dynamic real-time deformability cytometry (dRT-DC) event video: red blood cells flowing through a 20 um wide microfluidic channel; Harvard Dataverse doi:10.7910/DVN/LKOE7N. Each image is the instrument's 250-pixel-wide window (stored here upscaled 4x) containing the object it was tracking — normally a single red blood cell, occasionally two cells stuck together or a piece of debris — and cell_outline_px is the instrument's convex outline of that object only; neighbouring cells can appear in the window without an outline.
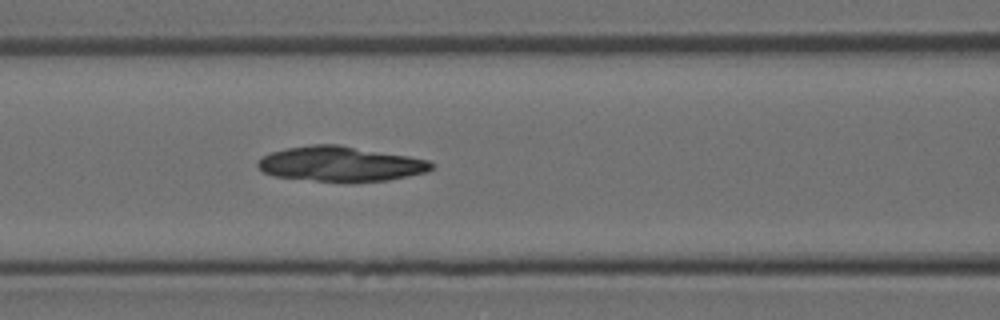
{"species": "Egyptian fruit bat (a non-hibernating species)", "species_latin": "Rousettus aegyptiacus", "temperature_condition": "room temperature", "stored_images_in_passage": 37, "segment_of_instrument_passage": [1, 2], "camera_frame_rate_fps": 3000, "um_per_image_px": 0.085, "animal": {"sex": "female"}, "frame": {"image": 1, "passage_image": 9, "time_ms": 2.667, "image_size_px": [1000, 320], "cell_outline_px": [[436, 164], [428, 172], [388, 180], [356, 184], [272, 176], [264, 172], [256, 164], [264, 156], [272, 152], [288, 148], [312, 144], [340, 144], [408, 156], [428, 160]], "centroid_in_image_um": [29.0, 13.95], "position_along_channel_um": 137.6, "area_um2": 35.84}}
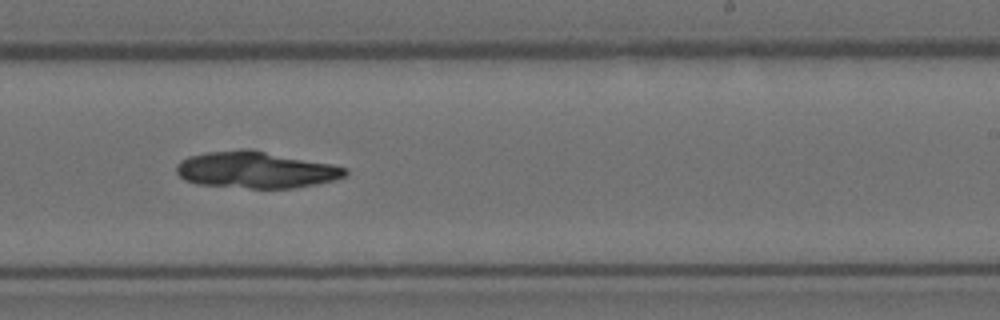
{"frame": {"image": 2, "passage_image": 18, "time_ms": 5.667, "image_size_px": [1000, 320], "cell_outline_px": [[348, 172], [344, 176], [332, 180], [316, 184], [292, 188], [248, 188], [196, 184], [184, 180], [176, 172], [176, 164], [180, 160], [188, 156], [208, 152], [240, 148], [252, 148], [332, 164], [348, 168]], "centroid_in_image_um": [21.72, 14.42], "position_along_channel_um": 267.3, "area_um2": 36.41}}
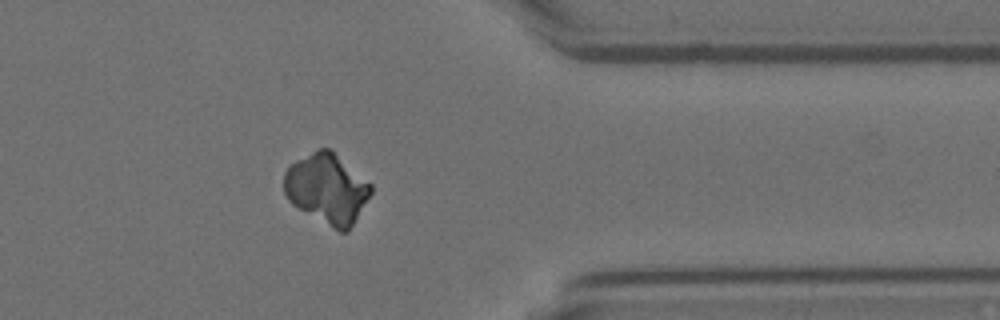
{"frame": {"image": 3, "passage_image": 27, "time_ms": 8.667, "image_size_px": [1000, 320], "cell_outline_px": [[372, 192], [348, 232], [340, 232], [292, 204], [288, 200], [284, 192], [284, 172], [288, 164], [320, 148], [332, 148], [372, 184]], "centroid_in_image_um": [27.8, 16.0], "position_along_channel_um": 383.6, "area_um2": 35.55}}